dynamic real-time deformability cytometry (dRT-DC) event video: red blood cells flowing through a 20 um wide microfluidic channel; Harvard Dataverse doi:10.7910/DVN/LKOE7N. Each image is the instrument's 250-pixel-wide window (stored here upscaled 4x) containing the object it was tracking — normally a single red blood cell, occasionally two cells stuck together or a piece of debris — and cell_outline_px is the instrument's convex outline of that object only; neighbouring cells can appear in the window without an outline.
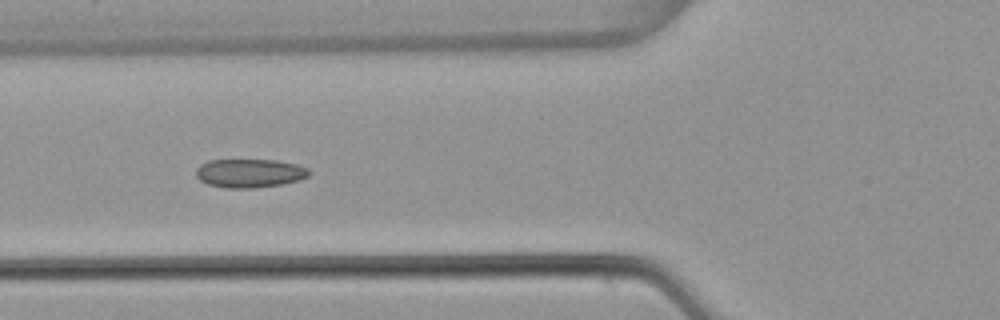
{"species": "common noctule bat (a hibernating species)", "species_latin": "Nyctalus noctula", "temperature_condition": "warm", "stored_images_in_passage": 13, "camera_frame_rate_fps": 3000, "um_per_image_px": 0.085, "animal": {"sex": "female", "body_mass_g": 22.7, "forearm_length_mm": 54.2}, "frame": {"image": 1, "passage_image": 10, "time_ms": 3.0, "image_size_px": [1000, 320], "cell_outline_px": [[312, 172], [308, 176], [300, 180], [280, 184], [256, 188], [224, 188], [208, 184], [200, 180], [196, 176], [196, 168], [200, 164], [208, 160], [276, 160], [296, 164], [308, 168]], "centroid_in_image_um": [21.22, 14.72], "position_along_channel_um": 104.6, "area_um2": 19.02}}